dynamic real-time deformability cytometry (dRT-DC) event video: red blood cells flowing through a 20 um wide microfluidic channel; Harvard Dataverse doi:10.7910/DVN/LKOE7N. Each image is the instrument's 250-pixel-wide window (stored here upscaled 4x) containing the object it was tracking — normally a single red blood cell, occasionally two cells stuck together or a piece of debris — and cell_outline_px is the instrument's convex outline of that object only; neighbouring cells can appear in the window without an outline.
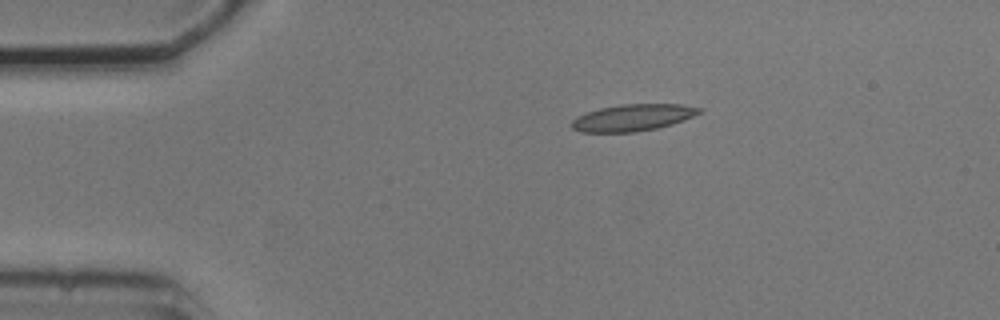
{"species": "common noctule bat (a hibernating species)", "species_latin": "Nyctalus noctula", "temperature_condition": "cold", "stored_images_in_passage": 4, "camera_frame_rate_fps": 3000, "um_per_image_px": 0.085, "animal": {"sex": "male", "body_mass_g": 20.5, "forearm_length_mm": 52.5}, "frame": {"image": 1, "passage_image": 1, "time_ms": 0.0, "image_size_px": [1000, 320], "cell_outline_px": [[704, 112], [684, 120], [672, 124], [656, 128], [636, 132], [580, 132], [572, 128], [572, 120], [576, 116], [600, 108], [620, 104], [684, 104], [704, 108]], "centroid_in_image_um": [53.84, 9.99], "position_along_channel_um": 31.2, "area_um2": 20.06}}
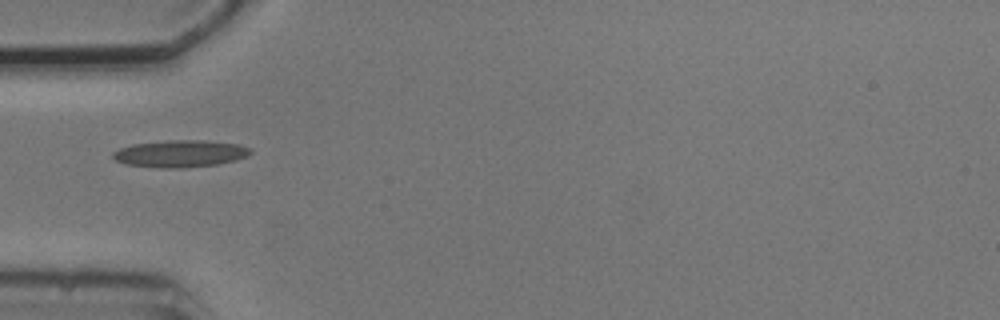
{"frame": {"image": 2, "passage_image": 3, "time_ms": 2.333, "image_size_px": [1000, 320], "cell_outline_px": [[252, 152], [248, 156], [236, 160], [220, 164], [184, 168], [164, 168], [128, 164], [116, 160], [112, 156], [112, 152], [120, 148], [132, 144], [168, 140], [204, 140], [236, 144], [252, 148]], "centroid_in_image_um": [15.36, 13.06], "position_along_channel_um": 69.6, "area_um2": 21.73}}
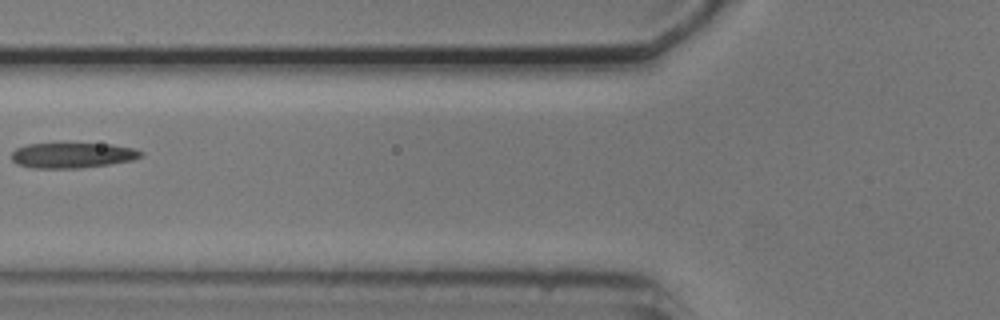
{"frame": {"image": 3, "passage_image": 4, "time_ms": 3.667, "image_size_px": [1000, 320], "cell_outline_px": [[144, 156], [132, 160], [108, 164], [80, 168], [32, 168], [16, 164], [12, 160], [12, 152], [16, 148], [28, 144], [68, 140], [112, 144], [136, 148], [144, 152]], "centroid_in_image_um": [6.17, 13.14], "position_along_channel_um": 119.6, "area_um2": 20.35}}